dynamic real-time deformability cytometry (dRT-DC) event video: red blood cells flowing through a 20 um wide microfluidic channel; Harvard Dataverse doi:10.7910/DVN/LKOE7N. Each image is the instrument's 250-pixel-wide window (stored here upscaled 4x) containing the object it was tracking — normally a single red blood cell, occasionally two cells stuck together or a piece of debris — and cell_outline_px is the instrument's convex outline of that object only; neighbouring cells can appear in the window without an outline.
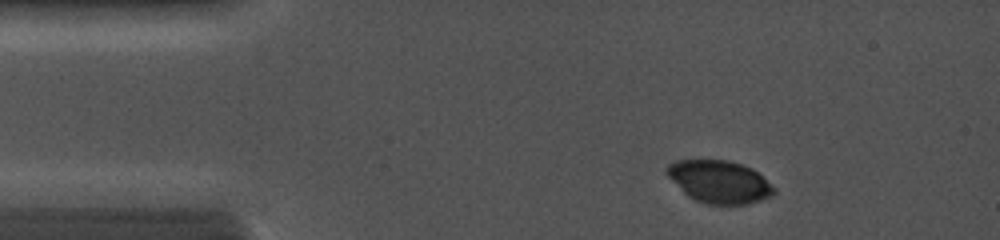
{"species": "common noctule bat (a hibernating species)", "species_latin": "Nyctalus noctula", "temperature_condition": "cold", "stored_images_in_passage": 65, "camera_frame_rate_fps": 5000, "um_per_image_px": 0.085, "animal": {"sex": "female", "body_mass_g": 19.0, "forearm_length_mm": 56.7}, "frame": {"image": 1, "passage_image": 6, "time_ms": 1.2, "image_size_px": [1000, 240], "cell_outline_px": [[776, 192], [772, 196], [748, 204], [708, 204], [696, 200], [688, 196], [668, 176], [668, 164], [676, 160], [728, 160], [752, 168], [776, 188]], "centroid_in_image_um": [61.18, 15.45], "position_along_channel_um": 23.8, "area_um2": 26.3}}
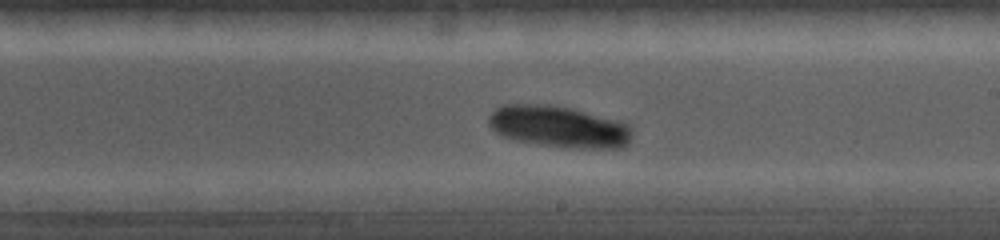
{"frame": {"image": 2, "passage_image": 39, "time_ms": 7.6, "image_size_px": [1000, 240], "cell_outline_px": [[632, 136], [628, 144], [624, 148], [580, 148], [540, 144], [512, 140], [496, 132], [488, 124], [488, 116], [500, 104], [544, 104], [572, 108], [620, 120], [628, 124], [632, 128]], "centroid_in_image_um": [47.52, 10.76], "position_along_channel_um": 241.5, "area_um2": 35.08}}
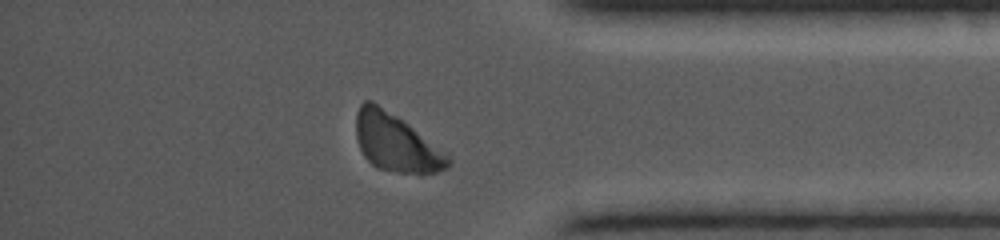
{"frame": {"image": 3, "passage_image": 58, "time_ms": 11.4, "image_size_px": [1000, 240], "cell_outline_px": [[452, 164], [448, 168], [436, 172], [396, 172], [376, 168], [364, 156], [356, 140], [356, 112], [360, 104], [364, 100], [372, 100], [404, 120], [448, 152], [452, 160]], "centroid_in_image_um": [33.68, 12.11], "position_along_channel_um": 401.5, "area_um2": 31.39}}